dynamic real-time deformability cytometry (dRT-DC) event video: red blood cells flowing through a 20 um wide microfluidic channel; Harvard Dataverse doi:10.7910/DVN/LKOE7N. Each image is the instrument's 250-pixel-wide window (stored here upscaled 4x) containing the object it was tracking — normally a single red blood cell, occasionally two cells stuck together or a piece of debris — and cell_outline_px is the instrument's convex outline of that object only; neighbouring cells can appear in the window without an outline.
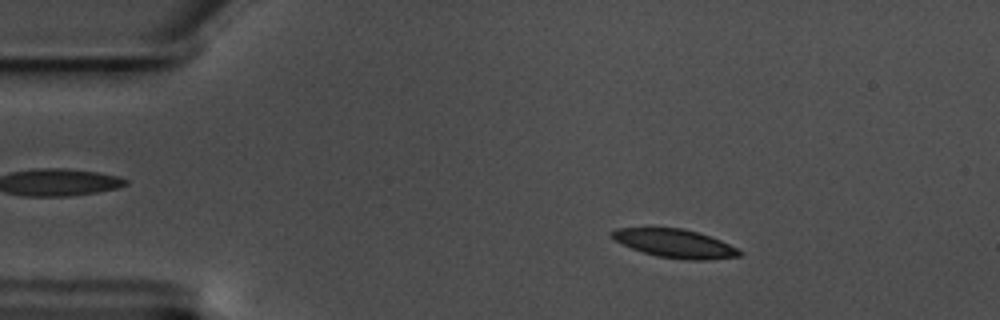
{"species": "common noctule bat (a hibernating species)", "species_latin": "Nyctalus noctula", "temperature_condition": "warm", "stored_images_in_passage": 50, "camera_frame_rate_fps": 3000, "um_per_image_px": 0.085, "animal": {"sex": "male", "body_mass_g": 17.5, "forearm_length_mm": 52.3}, "frame": {"image": 1, "passage_image": 2, "time_ms": 0.333, "image_size_px": [1000, 320], "cell_outline_px": [[744, 252], [740, 256], [704, 260], [688, 260], [656, 256], [632, 248], [616, 240], [612, 236], [612, 232], [616, 228], [684, 228], [720, 240]], "centroid_in_image_um": [57.4, 20.7], "position_along_channel_um": 27.6, "area_um2": 20.75}}
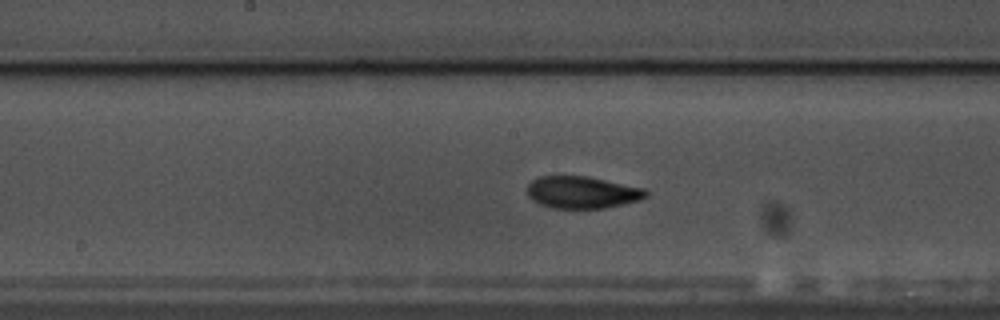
{"frame": {"image": 2, "passage_image": 22, "time_ms": 7.0, "image_size_px": [1000, 320], "cell_outline_px": [[648, 196], [640, 200], [624, 204], [604, 208], [552, 208], [540, 204], [532, 200], [528, 196], [528, 184], [532, 180], [540, 176], [588, 176], [644, 188], [648, 192]], "centroid_in_image_um": [49.49, 16.35], "position_along_channel_um": 198.7, "area_um2": 22.25}}
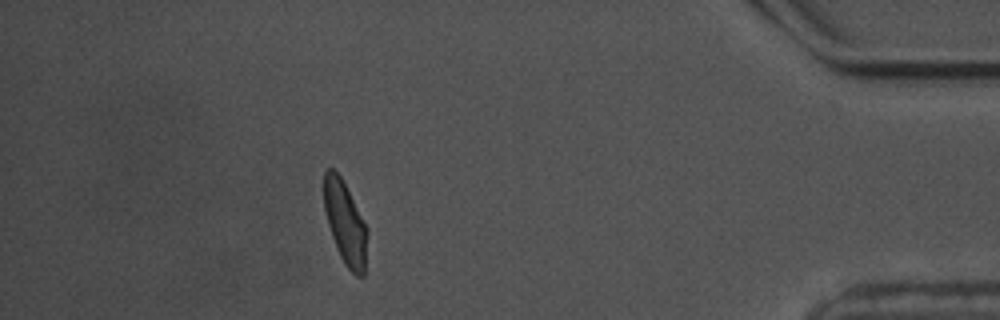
{"frame": {"image": 3, "passage_image": 44, "time_ms": 14.333, "image_size_px": [1000, 320], "cell_outline_px": [[368, 232], [364, 276], [356, 276], [344, 264], [336, 248], [328, 224], [324, 208], [324, 172], [328, 168], [332, 168], [340, 176]], "centroid_in_image_um": [29.33, 19.0], "position_along_channel_um": 405.9, "area_um2": 20.4}, "authors_computed_cell_mechanics": {"area_um2": 21.7906, "velocity_mm_per_s": 3.5129, "shape_relaxation_time_tau1_ms": 3.5967, "shape_relaxation_time_tau2_ms": 1.7309, "deformation_change_tau1": 0.1248, "deformation_change_tau2": 0.058}}